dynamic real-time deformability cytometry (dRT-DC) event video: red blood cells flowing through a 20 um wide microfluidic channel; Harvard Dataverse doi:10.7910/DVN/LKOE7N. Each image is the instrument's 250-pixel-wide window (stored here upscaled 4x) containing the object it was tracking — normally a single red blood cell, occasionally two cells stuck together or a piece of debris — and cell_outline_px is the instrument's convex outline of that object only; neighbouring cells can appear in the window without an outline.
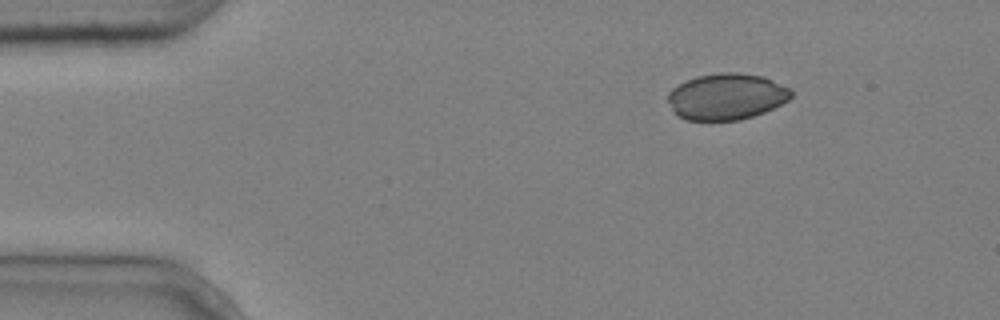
{"species": "common noctule bat (a hibernating species)", "species_latin": "Nyctalus noctula", "temperature_condition": "cold", "stored_images_in_passage": 3, "camera_frame_rate_fps": 3000, "um_per_image_px": 0.085, "animal": {"sex": "male", "body_mass_g": 20.4}, "frame": {"image": 1, "passage_image": 1, "time_ms": 0.0, "image_size_px": [1000, 320], "cell_outline_px": [[792, 96], [788, 100], [764, 112], [740, 120], [684, 120], [676, 116], [668, 100], [668, 92], [672, 88], [696, 76], [720, 72], [736, 72], [764, 76], [792, 88]], "centroid_in_image_um": [61.76, 8.2], "position_along_channel_um": 23.2, "area_um2": 33.41}}